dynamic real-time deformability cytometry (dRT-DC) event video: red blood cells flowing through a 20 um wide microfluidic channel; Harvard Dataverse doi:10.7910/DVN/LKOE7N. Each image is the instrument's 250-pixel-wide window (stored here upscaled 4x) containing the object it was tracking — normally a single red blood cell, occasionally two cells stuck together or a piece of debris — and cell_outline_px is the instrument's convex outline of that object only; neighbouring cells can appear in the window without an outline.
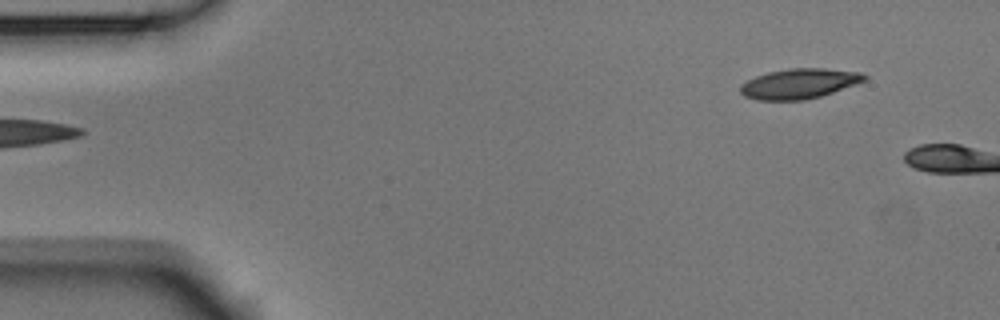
{"species": "Egyptian fruit bat (a non-hibernating species)", "species_latin": "Rousettus aegyptiacus", "temperature_condition": "room temperature", "stored_images_in_passage": 3, "camera_frame_rate_fps": 3000, "um_per_image_px": 0.085, "animal": {"sex": "male"}, "frame": {"image": 1, "passage_image": 1, "time_ms": 0.0, "image_size_px": [1000, 320], "cell_outline_px": [[868, 80], [820, 96], [804, 100], [756, 100], [744, 96], [740, 92], [740, 84], [756, 76], [768, 72], [792, 68], [824, 68], [860, 72], [868, 76]], "centroid_in_image_um": [67.93, 7.11], "position_along_channel_um": 17.1, "area_um2": 21.73}}